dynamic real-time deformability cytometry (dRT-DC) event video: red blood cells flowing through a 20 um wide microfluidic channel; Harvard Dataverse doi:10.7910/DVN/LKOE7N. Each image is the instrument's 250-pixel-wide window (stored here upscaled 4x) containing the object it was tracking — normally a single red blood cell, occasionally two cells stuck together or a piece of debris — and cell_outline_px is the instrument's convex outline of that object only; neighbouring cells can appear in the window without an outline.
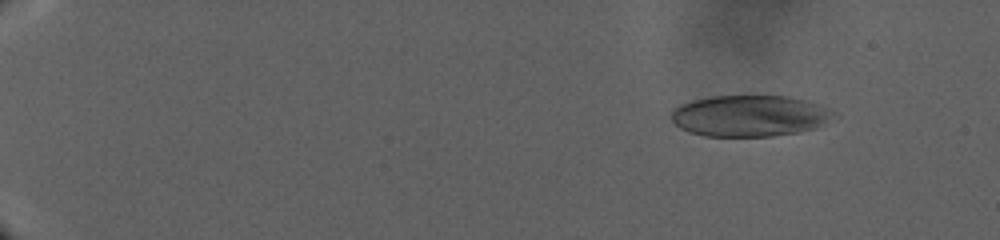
{"species": "human", "species_latin": "Homo sapiens", "temperature_condition": "warm", "stored_images_in_passage": 174, "camera_frame_rate_fps": 3000, "um_per_image_px": 0.085, "donor": {"sex": "male"}, "frame": {"image": 1, "passage_image": 32, "time_ms": 6.667, "image_size_px": [1000, 240], "cell_outline_px": [[832, 112], [824, 124], [816, 128], [800, 132], [772, 136], [704, 136], [688, 132], [680, 128], [672, 120], [672, 112], [680, 104], [692, 100], [712, 96], [788, 96], [808, 100], [832, 108]], "centroid_in_image_um": [63.72, 9.84], "position_along_channel_um": 21.3, "area_um2": 39.07}}
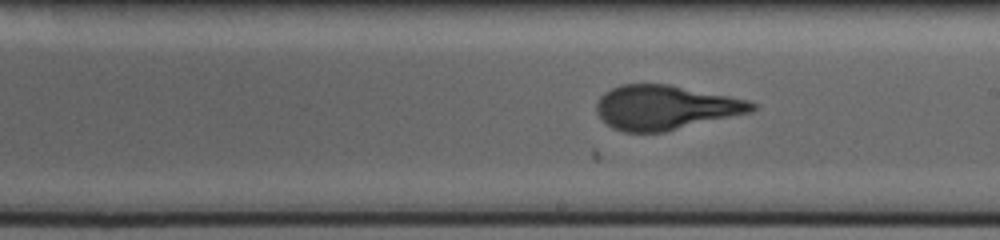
{"frame": {"image": 2, "passage_image": 103, "time_ms": 30.667, "image_size_px": [1000, 240], "cell_outline_px": [[760, 108], [752, 112], [664, 132], [624, 132], [612, 128], [596, 112], [596, 104], [600, 96], [604, 92], [620, 84], [668, 84], [752, 100], [760, 104]], "centroid_in_image_um": [56.62, 9.13], "position_along_channel_um": 232.4, "area_um2": 40.58}}
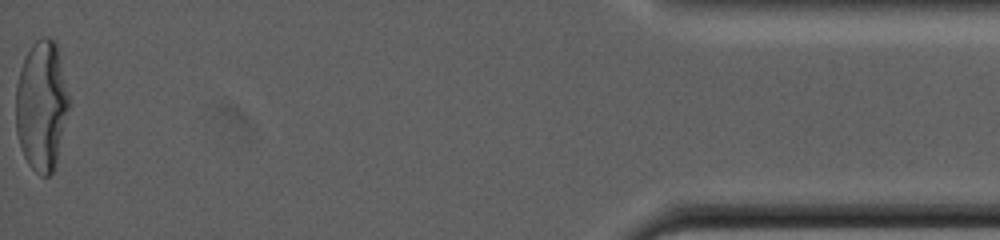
{"frame": {"image": 3, "passage_image": 174, "time_ms": 47.667, "image_size_px": [1000, 240], "cell_outline_px": [[68, 108], [56, 160], [52, 172], [48, 176], [40, 176], [28, 164], [24, 156], [16, 132], [16, 84], [20, 68], [24, 56], [32, 44], [40, 36], [48, 36], [56, 44], [68, 96]], "centroid_in_image_um": [3.49, 8.96], "position_along_channel_um": 431.7, "area_um2": 39.65}}